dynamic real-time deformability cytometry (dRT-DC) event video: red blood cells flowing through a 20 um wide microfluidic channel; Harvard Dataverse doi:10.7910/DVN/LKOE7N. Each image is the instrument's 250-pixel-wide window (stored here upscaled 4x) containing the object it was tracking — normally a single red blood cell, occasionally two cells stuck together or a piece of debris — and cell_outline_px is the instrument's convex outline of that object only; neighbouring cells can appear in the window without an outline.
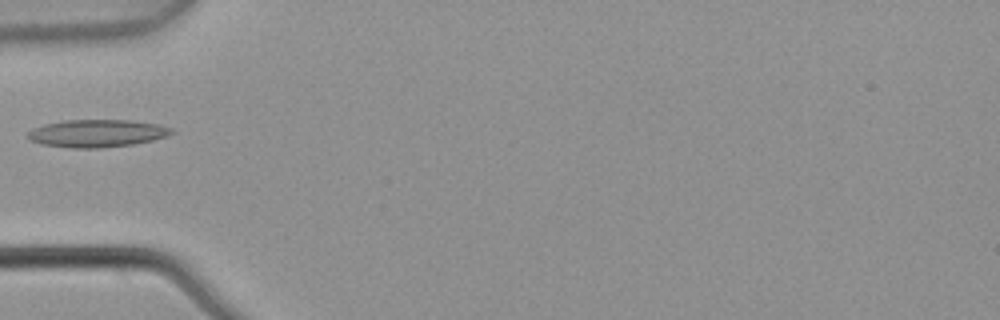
{"species": "common noctule bat (a hibernating species)", "species_latin": "Nyctalus noctula", "temperature_condition": "warm", "stored_images_in_passage": 2, "camera_frame_rate_fps": 3000, "um_per_image_px": 0.085, "animal": {"sex": "male", "body_mass_g": 21.5, "forearm_length_mm": 52.0}, "frame": {"image": 1, "passage_image": 1, "time_ms": 0.0, "image_size_px": [1000, 320], "cell_outline_px": [[176, 132], [168, 136], [152, 140], [132, 144], [100, 148], [72, 148], [40, 144], [28, 140], [24, 136], [32, 128], [44, 124], [64, 120], [132, 120], [160, 124], [172, 128]], "centroid_in_image_um": [8.22, 11.33], "position_along_channel_um": 76.8, "area_um2": 23.47}}
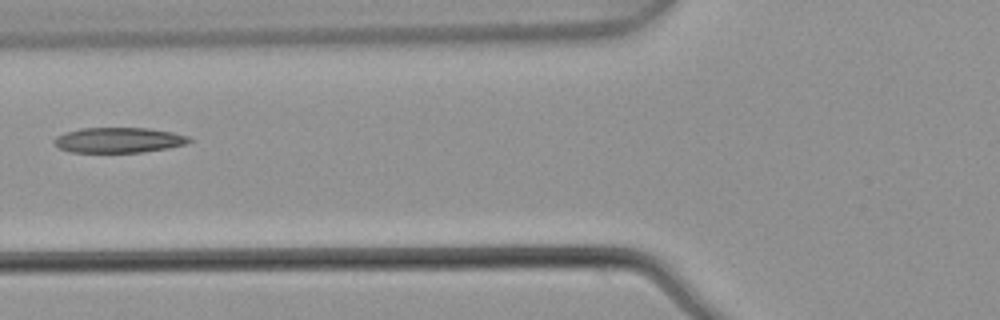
{"frame": {"image": 2, "passage_image": 2, "time_ms": 0.333, "image_size_px": [1000, 320], "cell_outline_px": [[192, 140], [184, 144], [168, 148], [140, 152], [72, 152], [60, 148], [52, 140], [56, 136], [64, 132], [80, 128], [148, 128], [172, 132], [188, 136]], "centroid_in_image_um": [10.06, 11.9], "position_along_channel_um": 115.7, "area_um2": 19.77}}